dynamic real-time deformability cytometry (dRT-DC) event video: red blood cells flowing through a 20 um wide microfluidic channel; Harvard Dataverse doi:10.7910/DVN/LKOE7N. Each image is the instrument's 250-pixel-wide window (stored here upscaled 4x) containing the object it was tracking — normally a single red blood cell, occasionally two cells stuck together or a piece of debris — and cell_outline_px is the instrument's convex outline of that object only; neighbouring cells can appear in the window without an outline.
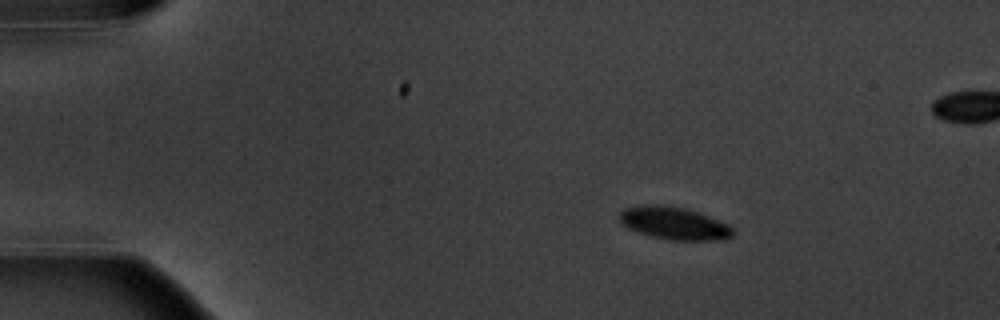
{"species": "common noctule bat (a hibernating species)", "species_latin": "Nyctalus noctula", "temperature_condition": "warm", "stored_images_in_passage": 4, "camera_frame_rate_fps": 3000, "um_per_image_px": 0.085, "animal": {"sex": "male", "body_mass_g": 20.1, "forearm_length_mm": 53.5}, "frame": {"image": 1, "passage_image": 1, "time_ms": 0.0, "image_size_px": [1000, 320], "cell_outline_px": [[736, 232], [732, 236], [724, 240], [668, 240], [652, 236], [628, 228], [620, 220], [620, 212], [624, 208], [644, 204], [664, 204], [684, 208], [700, 212], [720, 220], [728, 224]], "centroid_in_image_um": [57.35, 18.96], "position_along_channel_um": 27.7, "area_um2": 21.73}}